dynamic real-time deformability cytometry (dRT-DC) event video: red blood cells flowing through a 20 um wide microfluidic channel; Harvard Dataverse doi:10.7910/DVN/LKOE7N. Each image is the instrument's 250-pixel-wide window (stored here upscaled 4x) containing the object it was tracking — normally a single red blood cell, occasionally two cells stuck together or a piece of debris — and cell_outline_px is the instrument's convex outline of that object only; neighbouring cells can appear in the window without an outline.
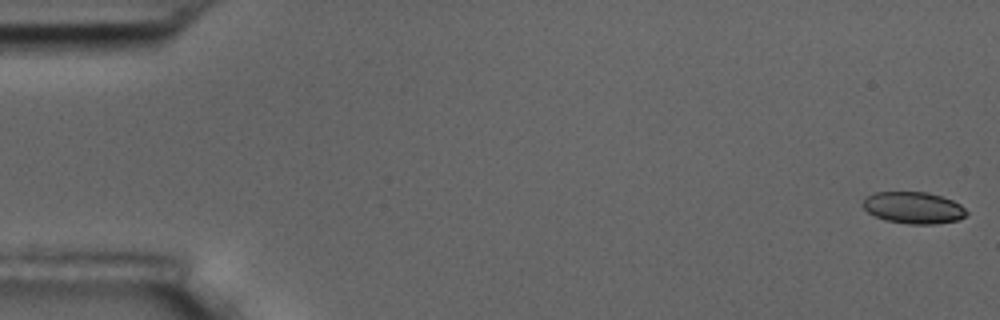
{"species": "common noctule bat (a hibernating species)", "species_latin": "Nyctalus noctula", "temperature_condition": "room temperature", "stored_images_in_passage": 56, "camera_frame_rate_fps": 3000, "um_per_image_px": 0.085, "animal": {"sex": "male", "body_mass_g": 17.5, "forearm_length_mm": 52.3}, "frame": {"image": 1, "passage_image": 1, "time_ms": 0.0, "image_size_px": [1000, 320], "cell_outline_px": [[968, 212], [960, 220], [936, 224], [908, 224], [884, 220], [868, 212], [860, 204], [864, 196], [876, 192], [928, 192], [952, 200], [960, 204]], "centroid_in_image_um": [77.61, 17.66], "position_along_channel_um": 7.4, "area_um2": 19.36}}
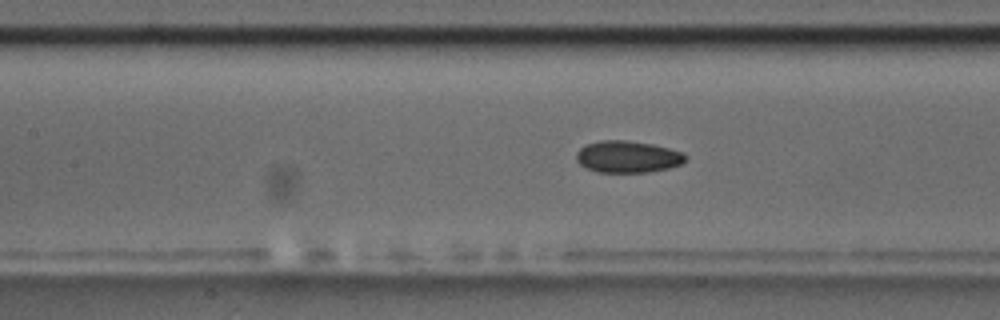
{"frame": {"image": 2, "passage_image": 25, "time_ms": 8.0, "image_size_px": [1000, 320], "cell_outline_px": [[688, 156], [680, 164], [668, 168], [648, 172], [596, 172], [584, 168], [576, 160], [576, 152], [584, 144], [600, 140], [628, 140], [652, 144], [684, 152]], "centroid_in_image_um": [53.31, 13.32], "position_along_channel_um": 154.1, "area_um2": 20.46}}
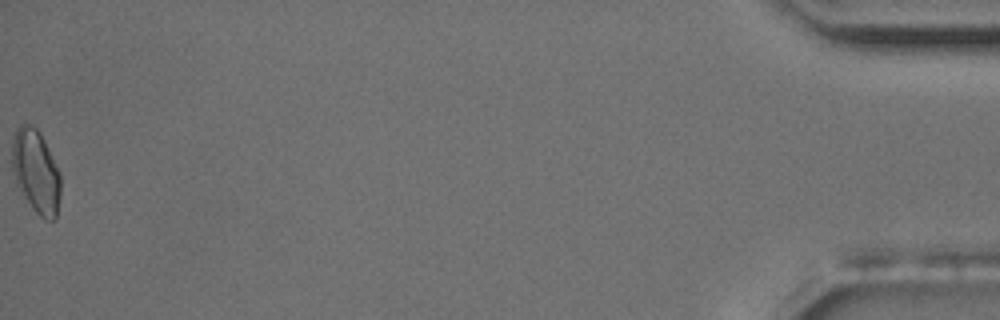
{"frame": {"image": 3, "passage_image": 56, "time_ms": 18.333, "image_size_px": [1000, 320], "cell_outline_px": [[60, 196], [56, 220], [44, 220], [32, 208], [16, 184], [12, 172], [12, 140], [16, 128], [20, 124], [28, 124], [36, 128], [40, 132], [60, 172]], "centroid_in_image_um": [3.05, 14.58], "position_along_channel_um": 432.2, "area_um2": 23.76}, "authors_computed_cell_mechanics": {"area_um2": 19.8832, "velocity_mm_per_s": 3.6518, "shape_relaxation_time_tau1_ms": 4.9872, "shape_relaxation_time_tau2_ms": 1.9965, "deformation_change_tau1": 0.1032, "deformation_change_tau2": 0.058}}